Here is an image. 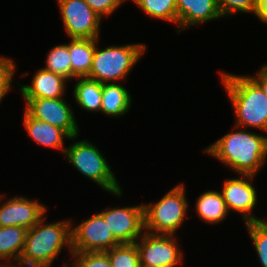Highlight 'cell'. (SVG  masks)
Wrapping results in <instances>:
<instances>
[{"label": "cell", "instance_id": "obj_1", "mask_svg": "<svg viewBox=\"0 0 267 267\" xmlns=\"http://www.w3.org/2000/svg\"><path fill=\"white\" fill-rule=\"evenodd\" d=\"M204 152L236 175L256 176L267 164V135L234 126L232 132L208 145Z\"/></svg>", "mask_w": 267, "mask_h": 267}, {"label": "cell", "instance_id": "obj_2", "mask_svg": "<svg viewBox=\"0 0 267 267\" xmlns=\"http://www.w3.org/2000/svg\"><path fill=\"white\" fill-rule=\"evenodd\" d=\"M218 72L233 107L235 126L267 134V97L260 86L249 75Z\"/></svg>", "mask_w": 267, "mask_h": 267}, {"label": "cell", "instance_id": "obj_3", "mask_svg": "<svg viewBox=\"0 0 267 267\" xmlns=\"http://www.w3.org/2000/svg\"><path fill=\"white\" fill-rule=\"evenodd\" d=\"M44 215L27 231L24 248L18 264L35 267H52L53 262L67 248L72 254V219L46 223Z\"/></svg>", "mask_w": 267, "mask_h": 267}, {"label": "cell", "instance_id": "obj_4", "mask_svg": "<svg viewBox=\"0 0 267 267\" xmlns=\"http://www.w3.org/2000/svg\"><path fill=\"white\" fill-rule=\"evenodd\" d=\"M99 41L100 39H96L92 67L88 78L100 83L124 82L147 49V45L144 43L119 46L115 44L101 49L98 47Z\"/></svg>", "mask_w": 267, "mask_h": 267}, {"label": "cell", "instance_id": "obj_5", "mask_svg": "<svg viewBox=\"0 0 267 267\" xmlns=\"http://www.w3.org/2000/svg\"><path fill=\"white\" fill-rule=\"evenodd\" d=\"M64 157L80 174L97 184L102 190L116 197L123 195L122 187L108 160L88 139L75 141L67 146Z\"/></svg>", "mask_w": 267, "mask_h": 267}, {"label": "cell", "instance_id": "obj_6", "mask_svg": "<svg viewBox=\"0 0 267 267\" xmlns=\"http://www.w3.org/2000/svg\"><path fill=\"white\" fill-rule=\"evenodd\" d=\"M185 189L184 183H179L157 202L143 203L144 231L152 234L176 235L185 218H189Z\"/></svg>", "mask_w": 267, "mask_h": 267}, {"label": "cell", "instance_id": "obj_7", "mask_svg": "<svg viewBox=\"0 0 267 267\" xmlns=\"http://www.w3.org/2000/svg\"><path fill=\"white\" fill-rule=\"evenodd\" d=\"M177 238L176 235L152 234L144 231L135 242L139 252L140 267L180 266L184 254Z\"/></svg>", "mask_w": 267, "mask_h": 267}, {"label": "cell", "instance_id": "obj_8", "mask_svg": "<svg viewBox=\"0 0 267 267\" xmlns=\"http://www.w3.org/2000/svg\"><path fill=\"white\" fill-rule=\"evenodd\" d=\"M56 1L69 39H100L102 18L84 0Z\"/></svg>", "mask_w": 267, "mask_h": 267}, {"label": "cell", "instance_id": "obj_9", "mask_svg": "<svg viewBox=\"0 0 267 267\" xmlns=\"http://www.w3.org/2000/svg\"><path fill=\"white\" fill-rule=\"evenodd\" d=\"M25 111L34 119L62 129L70 138L79 137L80 131L74 109L62 98H23Z\"/></svg>", "mask_w": 267, "mask_h": 267}, {"label": "cell", "instance_id": "obj_10", "mask_svg": "<svg viewBox=\"0 0 267 267\" xmlns=\"http://www.w3.org/2000/svg\"><path fill=\"white\" fill-rule=\"evenodd\" d=\"M71 234L72 251L75 252H106L120 245L99 212L76 226L72 221Z\"/></svg>", "mask_w": 267, "mask_h": 267}, {"label": "cell", "instance_id": "obj_11", "mask_svg": "<svg viewBox=\"0 0 267 267\" xmlns=\"http://www.w3.org/2000/svg\"><path fill=\"white\" fill-rule=\"evenodd\" d=\"M239 178L224 180L221 194L224 198L228 212L239 213L244 223L263 220L252 214L257 205L258 195L253 175H238Z\"/></svg>", "mask_w": 267, "mask_h": 267}, {"label": "cell", "instance_id": "obj_12", "mask_svg": "<svg viewBox=\"0 0 267 267\" xmlns=\"http://www.w3.org/2000/svg\"><path fill=\"white\" fill-rule=\"evenodd\" d=\"M120 244L135 243L144 233V205L106 208L100 211Z\"/></svg>", "mask_w": 267, "mask_h": 267}, {"label": "cell", "instance_id": "obj_13", "mask_svg": "<svg viewBox=\"0 0 267 267\" xmlns=\"http://www.w3.org/2000/svg\"><path fill=\"white\" fill-rule=\"evenodd\" d=\"M5 196L0 194V227L21 226L29 230L47 214V206L38 200L14 196L2 202Z\"/></svg>", "mask_w": 267, "mask_h": 267}, {"label": "cell", "instance_id": "obj_14", "mask_svg": "<svg viewBox=\"0 0 267 267\" xmlns=\"http://www.w3.org/2000/svg\"><path fill=\"white\" fill-rule=\"evenodd\" d=\"M177 34L190 26H198L223 18L217 0H176Z\"/></svg>", "mask_w": 267, "mask_h": 267}, {"label": "cell", "instance_id": "obj_15", "mask_svg": "<svg viewBox=\"0 0 267 267\" xmlns=\"http://www.w3.org/2000/svg\"><path fill=\"white\" fill-rule=\"evenodd\" d=\"M31 81V85L19 86L23 98H62L69 83L63 76L44 68L37 69Z\"/></svg>", "mask_w": 267, "mask_h": 267}, {"label": "cell", "instance_id": "obj_16", "mask_svg": "<svg viewBox=\"0 0 267 267\" xmlns=\"http://www.w3.org/2000/svg\"><path fill=\"white\" fill-rule=\"evenodd\" d=\"M23 127L27 135L38 145L45 148L58 149L64 156L66 148L64 140L77 141V137H69L62 129L47 122L34 119L25 110L23 113Z\"/></svg>", "mask_w": 267, "mask_h": 267}, {"label": "cell", "instance_id": "obj_17", "mask_svg": "<svg viewBox=\"0 0 267 267\" xmlns=\"http://www.w3.org/2000/svg\"><path fill=\"white\" fill-rule=\"evenodd\" d=\"M132 96L126 87L117 83H102L100 112L107 117L119 118L129 112Z\"/></svg>", "mask_w": 267, "mask_h": 267}, {"label": "cell", "instance_id": "obj_18", "mask_svg": "<svg viewBox=\"0 0 267 267\" xmlns=\"http://www.w3.org/2000/svg\"><path fill=\"white\" fill-rule=\"evenodd\" d=\"M27 231L21 226L0 227V267L19 262Z\"/></svg>", "mask_w": 267, "mask_h": 267}, {"label": "cell", "instance_id": "obj_19", "mask_svg": "<svg viewBox=\"0 0 267 267\" xmlns=\"http://www.w3.org/2000/svg\"><path fill=\"white\" fill-rule=\"evenodd\" d=\"M195 210L199 219L209 225L220 224L230 215L221 192L217 190L200 194L195 202Z\"/></svg>", "mask_w": 267, "mask_h": 267}, {"label": "cell", "instance_id": "obj_20", "mask_svg": "<svg viewBox=\"0 0 267 267\" xmlns=\"http://www.w3.org/2000/svg\"><path fill=\"white\" fill-rule=\"evenodd\" d=\"M70 63L72 80L78 77H88L92 67L96 39H69Z\"/></svg>", "mask_w": 267, "mask_h": 267}, {"label": "cell", "instance_id": "obj_21", "mask_svg": "<svg viewBox=\"0 0 267 267\" xmlns=\"http://www.w3.org/2000/svg\"><path fill=\"white\" fill-rule=\"evenodd\" d=\"M75 80L76 83L73 87L74 101L82 110L94 113L100 112L102 83L88 77H78Z\"/></svg>", "mask_w": 267, "mask_h": 267}, {"label": "cell", "instance_id": "obj_22", "mask_svg": "<svg viewBox=\"0 0 267 267\" xmlns=\"http://www.w3.org/2000/svg\"><path fill=\"white\" fill-rule=\"evenodd\" d=\"M146 15L153 19L171 22L177 26L176 0H131Z\"/></svg>", "mask_w": 267, "mask_h": 267}, {"label": "cell", "instance_id": "obj_23", "mask_svg": "<svg viewBox=\"0 0 267 267\" xmlns=\"http://www.w3.org/2000/svg\"><path fill=\"white\" fill-rule=\"evenodd\" d=\"M46 57L44 69L63 76L69 82L72 80L69 42L55 45L50 49Z\"/></svg>", "mask_w": 267, "mask_h": 267}, {"label": "cell", "instance_id": "obj_24", "mask_svg": "<svg viewBox=\"0 0 267 267\" xmlns=\"http://www.w3.org/2000/svg\"><path fill=\"white\" fill-rule=\"evenodd\" d=\"M244 224L254 245L260 267H267V221H252Z\"/></svg>", "mask_w": 267, "mask_h": 267}, {"label": "cell", "instance_id": "obj_25", "mask_svg": "<svg viewBox=\"0 0 267 267\" xmlns=\"http://www.w3.org/2000/svg\"><path fill=\"white\" fill-rule=\"evenodd\" d=\"M106 253L112 267H140L139 252L135 243L120 244Z\"/></svg>", "mask_w": 267, "mask_h": 267}, {"label": "cell", "instance_id": "obj_26", "mask_svg": "<svg viewBox=\"0 0 267 267\" xmlns=\"http://www.w3.org/2000/svg\"><path fill=\"white\" fill-rule=\"evenodd\" d=\"M72 264L63 262L62 267H112L106 252H75L71 256Z\"/></svg>", "mask_w": 267, "mask_h": 267}, {"label": "cell", "instance_id": "obj_27", "mask_svg": "<svg viewBox=\"0 0 267 267\" xmlns=\"http://www.w3.org/2000/svg\"><path fill=\"white\" fill-rule=\"evenodd\" d=\"M218 8L223 18L239 13L256 15L258 0H217Z\"/></svg>", "mask_w": 267, "mask_h": 267}, {"label": "cell", "instance_id": "obj_28", "mask_svg": "<svg viewBox=\"0 0 267 267\" xmlns=\"http://www.w3.org/2000/svg\"><path fill=\"white\" fill-rule=\"evenodd\" d=\"M16 69V64L12 58L0 55V103L13 87Z\"/></svg>", "mask_w": 267, "mask_h": 267}, {"label": "cell", "instance_id": "obj_29", "mask_svg": "<svg viewBox=\"0 0 267 267\" xmlns=\"http://www.w3.org/2000/svg\"><path fill=\"white\" fill-rule=\"evenodd\" d=\"M102 19L109 17L128 0H84Z\"/></svg>", "mask_w": 267, "mask_h": 267}, {"label": "cell", "instance_id": "obj_30", "mask_svg": "<svg viewBox=\"0 0 267 267\" xmlns=\"http://www.w3.org/2000/svg\"><path fill=\"white\" fill-rule=\"evenodd\" d=\"M259 71L256 72V75H249L263 90L264 94L267 97V67L262 66Z\"/></svg>", "mask_w": 267, "mask_h": 267}, {"label": "cell", "instance_id": "obj_31", "mask_svg": "<svg viewBox=\"0 0 267 267\" xmlns=\"http://www.w3.org/2000/svg\"><path fill=\"white\" fill-rule=\"evenodd\" d=\"M255 17L267 25V0H258V9Z\"/></svg>", "mask_w": 267, "mask_h": 267}, {"label": "cell", "instance_id": "obj_32", "mask_svg": "<svg viewBox=\"0 0 267 267\" xmlns=\"http://www.w3.org/2000/svg\"><path fill=\"white\" fill-rule=\"evenodd\" d=\"M3 267H35V266H24V265L15 263V264H8V265H5Z\"/></svg>", "mask_w": 267, "mask_h": 267}]
</instances>
